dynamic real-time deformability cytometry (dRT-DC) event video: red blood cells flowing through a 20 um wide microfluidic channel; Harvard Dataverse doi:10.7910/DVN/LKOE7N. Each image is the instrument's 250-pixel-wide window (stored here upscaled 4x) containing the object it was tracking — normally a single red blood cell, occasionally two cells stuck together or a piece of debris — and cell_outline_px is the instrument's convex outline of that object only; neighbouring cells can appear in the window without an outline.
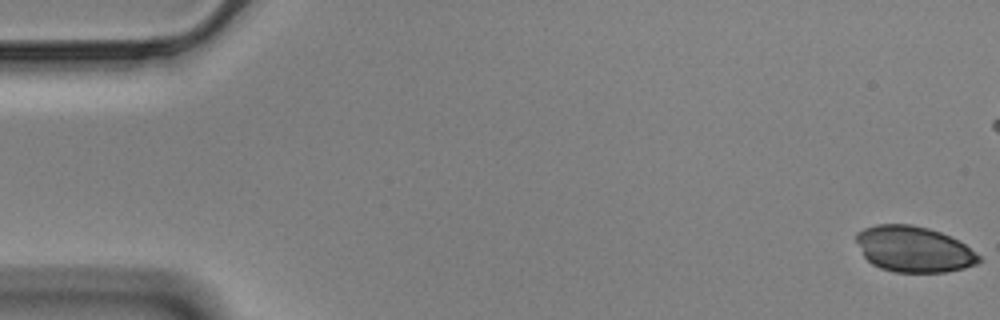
{"species": "Egyptian fruit bat (a non-hibernating species)", "species_latin": "Rousettus aegyptiacus", "temperature_condition": "cold", "stored_images_in_passage": 49, "camera_frame_rate_fps": 3000, "um_per_image_px": 0.085, "animal": {"sex": "male"}, "frame": {"image": 1, "passage_image": 1, "time_ms": 0.0, "image_size_px": [1000, 320], "cell_outline_px": [[984, 260], [976, 264], [964, 268], [944, 272], [896, 272], [880, 268], [872, 264], [864, 256], [856, 240], [856, 232], [864, 228], [876, 224], [912, 224], [928, 228], [940, 232], [964, 244], [980, 256]], "centroid_in_image_um": [77.66, 21.18], "position_along_channel_um": 7.3, "area_um2": 32.66}}
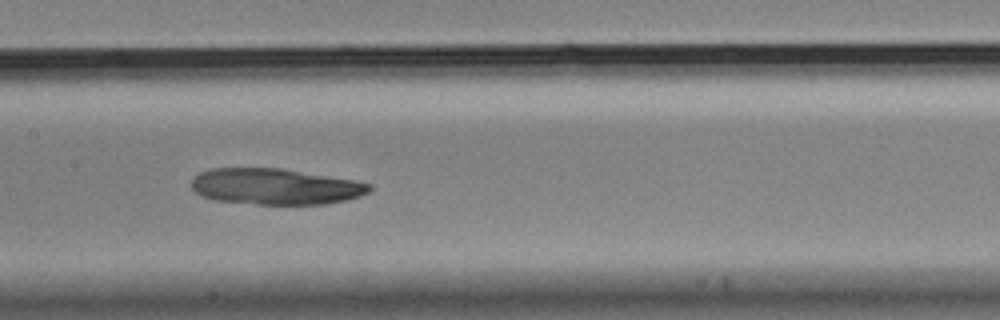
{"frame": {"image": 2, "passage_image": 28, "time_ms": 9.0, "image_size_px": [1000, 320], "cell_outline_px": [[372, 188], [368, 192], [360, 196], [348, 200], [324, 204], [256, 204], [216, 200], [200, 196], [192, 188], [192, 180], [200, 172], [212, 168], [280, 168], [352, 180], [372, 184]], "centroid_in_image_um": [23.4, 15.86], "position_along_channel_um": 184.0, "area_um2": 37.22}}
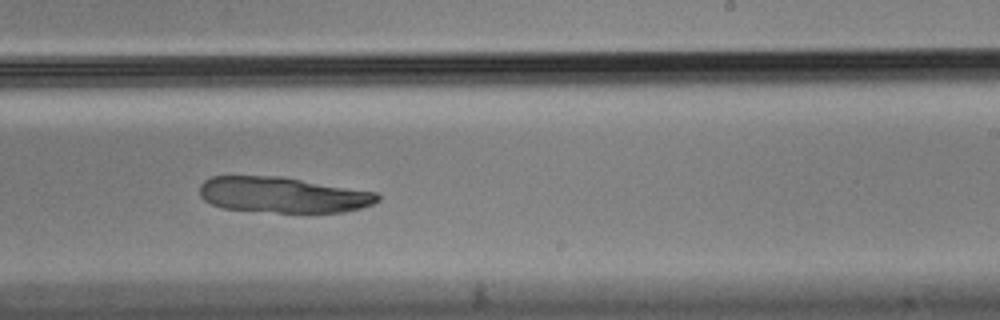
{"frame": {"image": 3, "passage_image": 35, "time_ms": 11.333, "image_size_px": [1000, 320], "cell_outline_px": [[380, 200], [372, 204], [360, 208], [344, 212], [276, 212], [224, 208], [212, 204], [204, 200], [200, 196], [200, 184], [204, 180], [212, 176], [284, 176], [376, 192], [380, 196]], "centroid_in_image_um": [24.05, 16.55], "position_along_channel_um": 265.0, "area_um2": 37.11}}